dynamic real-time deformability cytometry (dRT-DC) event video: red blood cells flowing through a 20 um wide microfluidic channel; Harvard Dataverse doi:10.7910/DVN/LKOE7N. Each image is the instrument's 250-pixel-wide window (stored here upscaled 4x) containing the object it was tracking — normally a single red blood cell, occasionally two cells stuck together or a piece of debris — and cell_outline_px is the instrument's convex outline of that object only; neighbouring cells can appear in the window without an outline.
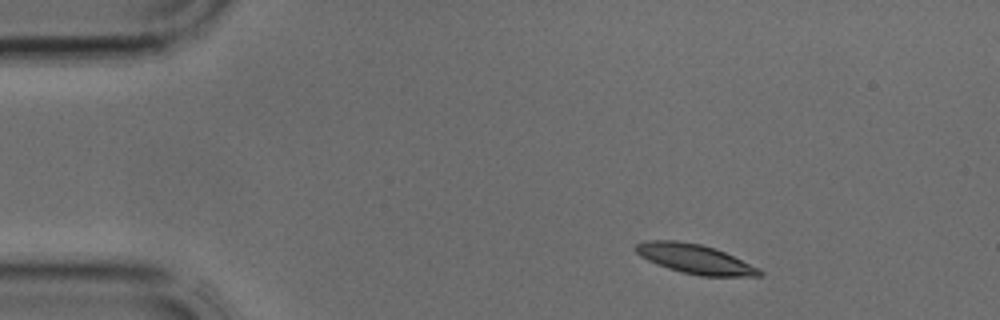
{"species": "common noctule bat (a hibernating species)", "species_latin": "Nyctalus noctula", "temperature_condition": "cold", "stored_images_in_passage": 37, "camera_frame_rate_fps": 3000, "um_per_image_px": 0.085, "animal": {"sex": "male", "body_mass_g": 17.9, "forearm_length_mm": 54.2}, "frame": {"image": 1, "passage_image": 3, "time_ms": 0.667, "image_size_px": [1000, 320], "cell_outline_px": [[764, 276], [700, 276], [680, 272], [656, 264], [640, 256], [636, 252], [636, 244], [648, 240], [676, 240], [700, 244], [716, 248], [760, 268], [764, 272]], "centroid_in_image_um": [59.1, 22.02], "position_along_channel_um": 25.9, "area_um2": 21.33}}
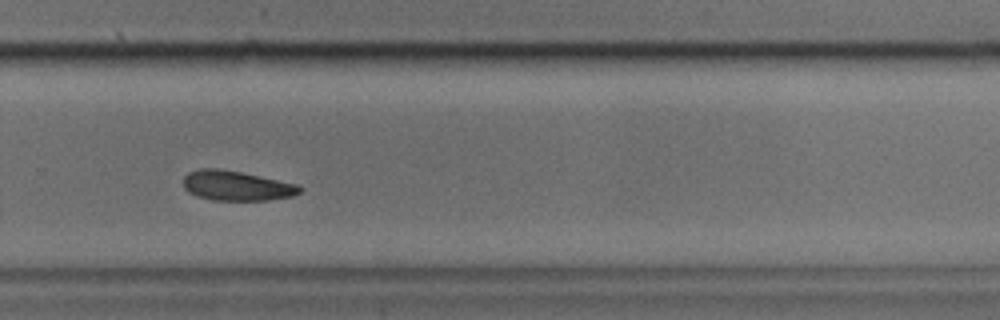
{"frame": {"image": 2, "passage_image": 24, "time_ms": 7.667, "image_size_px": [1000, 320], "cell_outline_px": [[304, 188], [300, 192], [292, 196], [268, 200], [212, 200], [196, 196], [188, 192], [184, 188], [184, 176], [188, 172], [200, 168], [220, 168], [300, 184]], "centroid_in_image_um": [20.11, 15.78], "position_along_channel_um": 309.7, "area_um2": 20.4}}
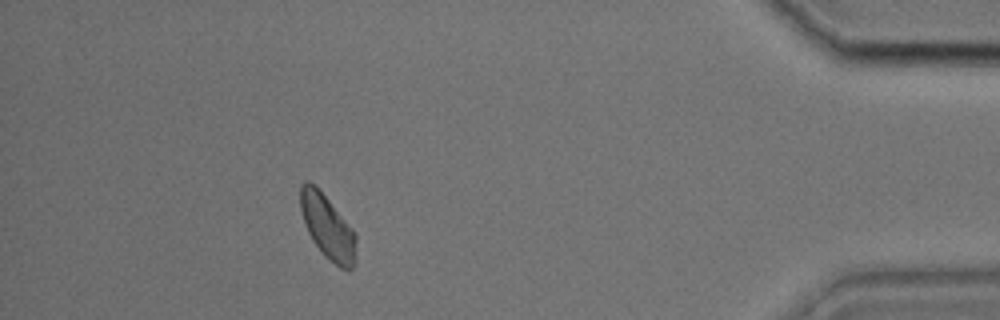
{"frame": {"image": 3, "passage_image": 33, "time_ms": 10.667, "image_size_px": [1000, 320], "cell_outline_px": [[356, 260], [352, 268], [348, 272], [340, 268], [324, 256], [312, 240], [308, 232], [300, 208], [300, 184], [304, 180], [308, 180], [328, 200], [356, 232]], "centroid_in_image_um": [27.86, 19.35], "position_along_channel_um": 407.3, "area_um2": 20.75}}